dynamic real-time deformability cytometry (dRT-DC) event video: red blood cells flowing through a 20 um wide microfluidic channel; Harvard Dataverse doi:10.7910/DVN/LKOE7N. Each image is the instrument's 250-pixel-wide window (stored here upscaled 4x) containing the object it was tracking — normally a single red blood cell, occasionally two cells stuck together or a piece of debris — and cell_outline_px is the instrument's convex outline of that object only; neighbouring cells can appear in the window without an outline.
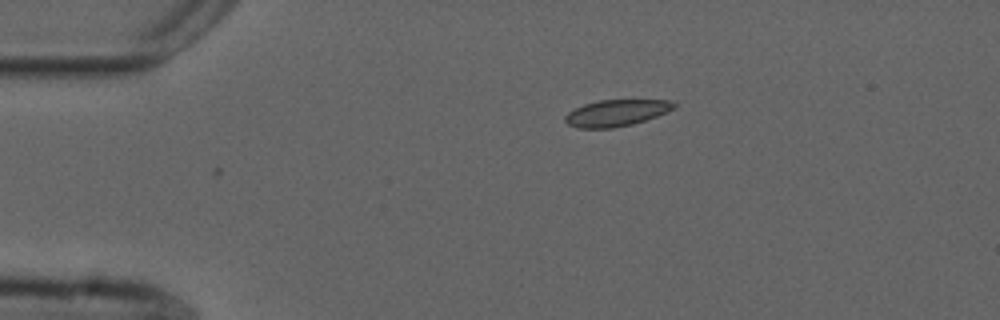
{"species": "common noctule bat (a hibernating species)", "species_latin": "Nyctalus noctula", "temperature_condition": "cold", "stored_images_in_passage": 2, "camera_frame_rate_fps": 3000, "um_per_image_px": 0.085, "animal": {"sex": "male", "forearm_length_mm": 52.5}, "frame": {"image": 1, "passage_image": 2, "time_ms": 0.333, "image_size_px": [1000, 320], "cell_outline_px": [[680, 104], [676, 108], [656, 116], [632, 124], [612, 128], [580, 128], [568, 124], [564, 120], [564, 116], [568, 112], [584, 104], [600, 100], [672, 100]], "centroid_in_image_um": [52.43, 9.59], "position_along_channel_um": 32.6, "area_um2": 16.82}}